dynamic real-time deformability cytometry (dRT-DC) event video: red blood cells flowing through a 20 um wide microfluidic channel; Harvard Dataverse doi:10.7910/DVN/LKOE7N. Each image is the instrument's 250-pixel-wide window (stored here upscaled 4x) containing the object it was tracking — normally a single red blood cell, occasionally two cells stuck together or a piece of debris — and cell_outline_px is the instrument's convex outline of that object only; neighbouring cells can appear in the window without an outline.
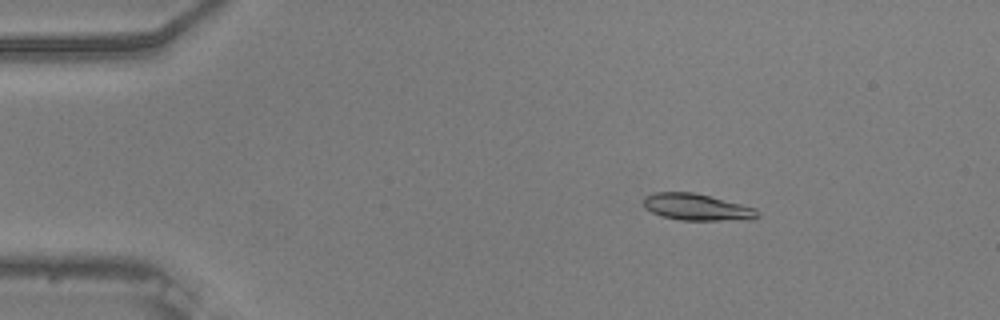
{"species": "common noctule bat (a hibernating species)", "species_latin": "Nyctalus noctula", "temperature_condition": "warm", "stored_images_in_passage": 55, "camera_frame_rate_fps": 3000, "um_per_image_px": 0.085, "animal": {"sex": "male", "body_mass_g": 20.5, "forearm_length_mm": 52.5}, "frame": {"image": 1, "passage_image": 9, "time_ms": 2.667, "image_size_px": [1000, 320], "cell_outline_px": [[760, 216], [752, 220], [680, 220], [660, 216], [644, 208], [644, 196], [656, 192], [692, 192], [756, 208]], "centroid_in_image_um": [59.22, 17.62], "position_along_channel_um": 25.8, "area_um2": 17.69}}
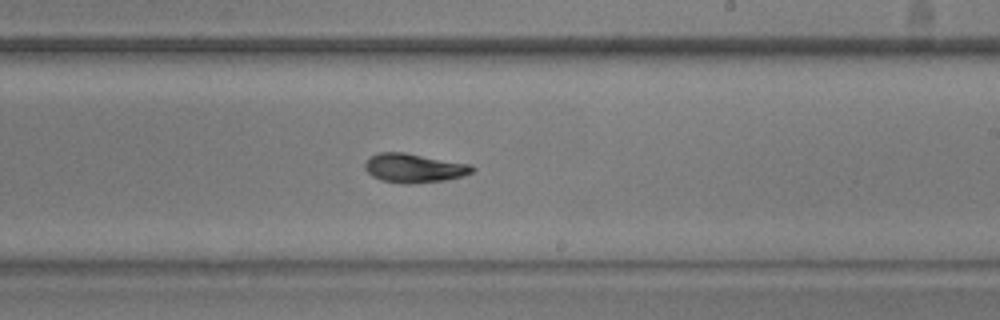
{"frame": {"image": 2, "passage_image": 33, "time_ms": 10.667, "image_size_px": [1000, 320], "cell_outline_px": [[476, 168], [472, 172], [464, 176], [444, 180], [408, 184], [404, 184], [380, 180], [372, 176], [364, 168], [364, 164], [372, 156], [380, 152], [404, 152], [472, 164]], "centroid_in_image_um": [35.22, 14.28], "position_along_channel_um": 253.8, "area_um2": 18.21}}
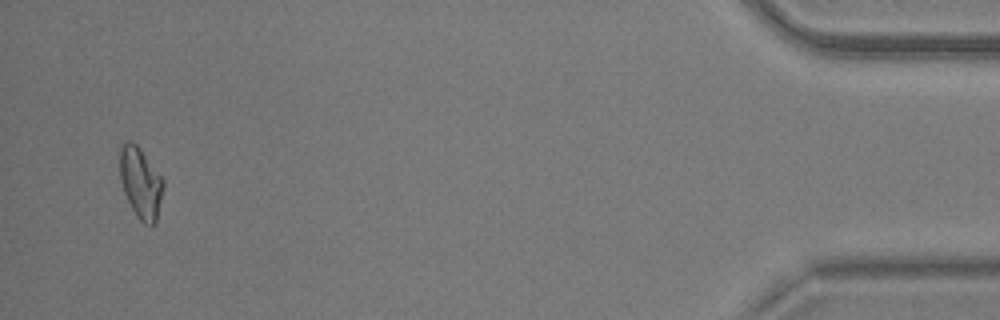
{"frame": {"image": 3, "passage_image": 53, "time_ms": 17.333, "image_size_px": [1000, 320], "cell_outline_px": [[164, 184], [156, 224], [144, 224], [136, 216], [124, 192], [120, 180], [120, 144], [128, 140], [132, 140], [140, 148], [164, 180]], "centroid_in_image_um": [11.95, 15.52], "position_along_channel_um": 423.3, "area_um2": 17.98}, "authors_computed_cell_mechanics": {"area_um2": 17.6868, "velocity_mm_per_s": 3.7254, "shape_relaxation_time_tau1_ms": 6.0167, "shape_relaxation_time_tau2_ms": 3.1426, "deformation_change_tau1": 0.1795, "deformation_change_tau2": 0.0785}}